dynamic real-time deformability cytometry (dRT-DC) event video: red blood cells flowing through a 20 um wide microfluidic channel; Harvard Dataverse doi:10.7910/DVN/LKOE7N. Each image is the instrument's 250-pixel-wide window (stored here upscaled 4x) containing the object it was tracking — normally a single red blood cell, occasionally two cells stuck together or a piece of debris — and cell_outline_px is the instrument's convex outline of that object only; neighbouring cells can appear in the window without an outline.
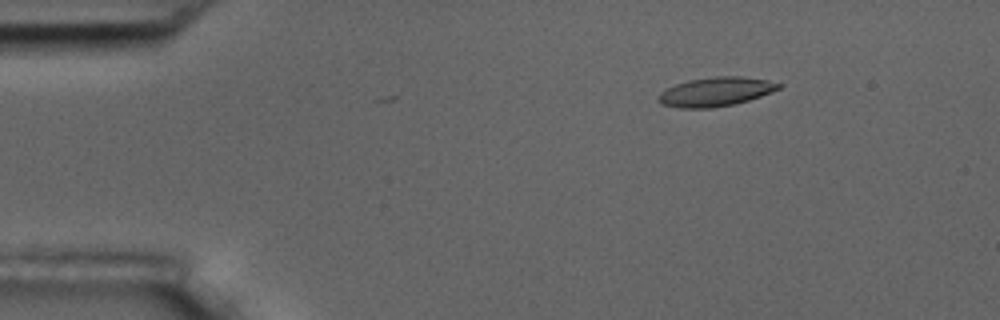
{"species": "common noctule bat (a hibernating species)", "species_latin": "Nyctalus noctula", "temperature_condition": "room temperature", "stored_images_in_passage": 6, "segment_of_instrument_passage": [1, 2], "camera_frame_rate_fps": 3000, "um_per_image_px": 0.085, "animal": {"sex": "male", "body_mass_g": 17.5, "forearm_length_mm": 52.3}, "frame": {"image": 1, "passage_image": 3, "time_ms": 2.0, "image_size_px": [1000, 320], "cell_outline_px": [[784, 84], [780, 88], [772, 92], [736, 104], [712, 108], [680, 108], [660, 104], [656, 100], [656, 96], [660, 92], [676, 84], [688, 80], [716, 76], [740, 76], [768, 80]], "centroid_in_image_um": [60.82, 7.8], "position_along_channel_um": 24.2, "area_um2": 20.58}}